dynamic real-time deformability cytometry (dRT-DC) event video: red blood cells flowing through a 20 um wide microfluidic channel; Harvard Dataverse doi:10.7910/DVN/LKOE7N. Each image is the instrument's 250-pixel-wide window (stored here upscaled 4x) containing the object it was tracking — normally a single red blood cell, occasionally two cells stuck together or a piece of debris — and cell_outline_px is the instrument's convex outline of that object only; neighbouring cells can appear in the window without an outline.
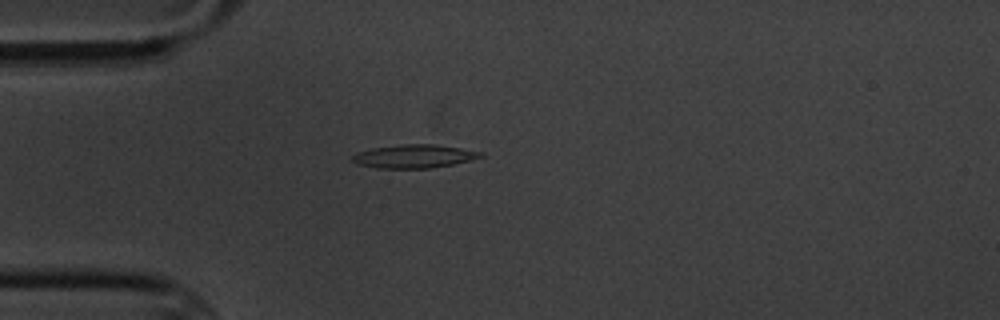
{"species": "common noctule bat (a hibernating species)", "species_latin": "Nyctalus noctula", "temperature_condition": "cold", "stored_images_in_passage": 5, "camera_frame_rate_fps": 3000, "um_per_image_px": 0.085, "animal": {"sex": "male", "body_mass_g": 20.1, "forearm_length_mm": 53.5}, "frame": {"image": 1, "passage_image": 5, "time_ms": 4.667, "image_size_px": [1000, 320], "cell_outline_px": [[484, 156], [452, 164], [428, 168], [376, 168], [356, 164], [352, 160], [352, 156], [356, 152], [372, 148], [404, 144], [436, 144], [484, 152]], "centroid_in_image_um": [35.16, 13.28], "position_along_channel_um": 49.8, "area_um2": 17.4}}